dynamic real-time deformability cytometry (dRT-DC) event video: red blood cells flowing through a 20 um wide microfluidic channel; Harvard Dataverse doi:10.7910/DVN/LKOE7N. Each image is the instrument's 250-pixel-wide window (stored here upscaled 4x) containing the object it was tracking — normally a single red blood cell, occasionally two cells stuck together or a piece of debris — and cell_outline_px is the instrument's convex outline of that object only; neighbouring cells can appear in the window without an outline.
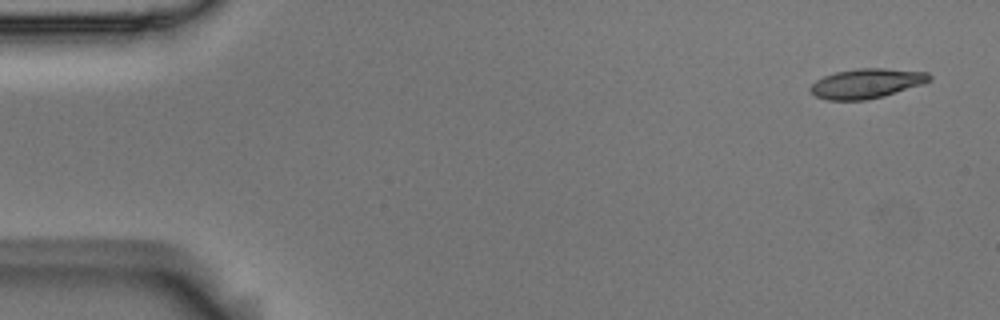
{"species": "Egyptian fruit bat (a non-hibernating species)", "species_latin": "Rousettus aegyptiacus", "temperature_condition": "room temperature", "stored_images_in_passage": 4, "camera_frame_rate_fps": 3000, "um_per_image_px": 0.085, "animal": {"sex": "male"}, "frame": {"image": 1, "passage_image": 1, "time_ms": 0.0, "image_size_px": [1000, 320], "cell_outline_px": [[932, 80], [884, 96], [864, 100], [828, 100], [816, 96], [808, 88], [816, 80], [824, 76], [836, 72], [856, 68], [884, 68], [928, 72], [932, 76]], "centroid_in_image_um": [73.65, 7.08], "position_along_channel_um": 11.4, "area_um2": 20.46}}
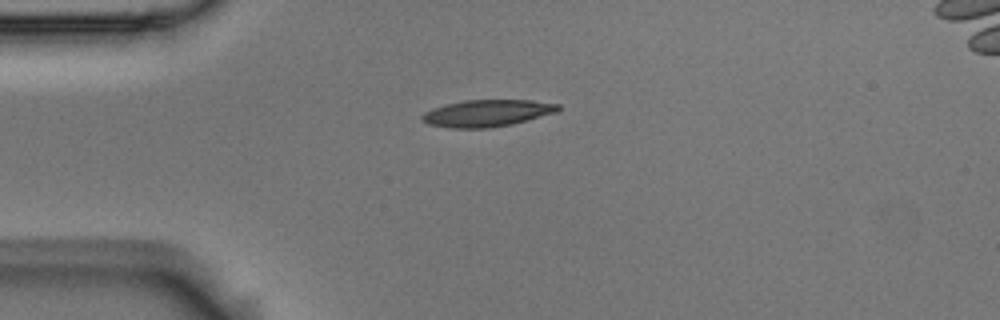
{"frame": {"image": 2, "passage_image": 4, "time_ms": 1.0, "image_size_px": [1000, 320], "cell_outline_px": [[560, 108], [556, 112], [512, 124], [488, 128], [452, 128], [428, 124], [420, 120], [420, 116], [424, 112], [432, 108], [444, 104], [464, 100], [532, 100], [560, 104]], "centroid_in_image_um": [41.35, 9.61], "position_along_channel_um": 43.6, "area_um2": 21.39}}